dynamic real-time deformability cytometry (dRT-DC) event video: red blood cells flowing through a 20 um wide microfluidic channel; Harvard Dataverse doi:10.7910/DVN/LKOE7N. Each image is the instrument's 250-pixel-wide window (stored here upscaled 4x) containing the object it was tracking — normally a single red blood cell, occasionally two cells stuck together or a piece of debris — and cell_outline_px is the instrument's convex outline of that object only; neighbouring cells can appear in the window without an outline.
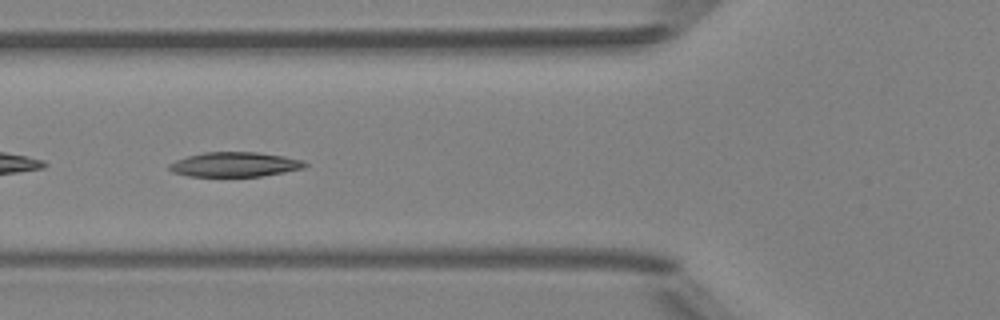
{"species": "Egyptian fruit bat (a non-hibernating species)", "species_latin": "Rousettus aegyptiacus", "temperature_condition": "room temperature", "stored_images_in_passage": 7, "camera_frame_rate_fps": 3000, "um_per_image_px": 0.085, "animal": {"sex": "female"}, "frame": {"image": 1, "passage_image": 5, "time_ms": 5.333, "image_size_px": [1000, 320], "cell_outline_px": [[308, 164], [304, 168], [284, 172], [260, 176], [188, 176], [172, 172], [168, 168], [168, 164], [176, 160], [188, 156], [204, 152], [256, 152], [284, 156], [304, 160]], "centroid_in_image_um": [19.96, 13.97], "position_along_channel_um": 105.8, "area_um2": 19.48}}
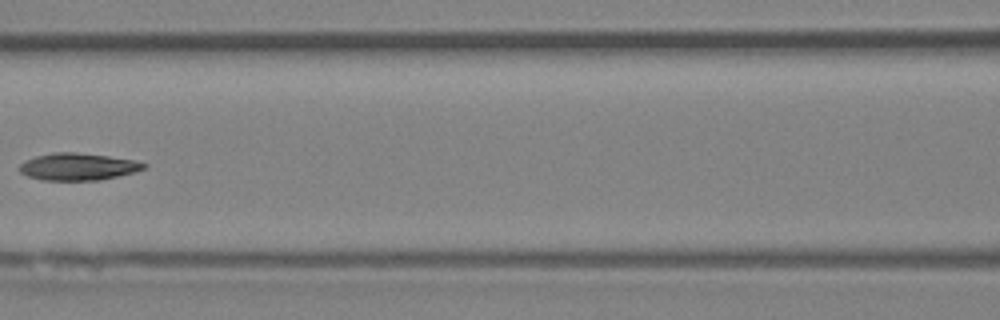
{"frame": {"image": 2, "passage_image": 6, "time_ms": 6.667, "image_size_px": [1000, 320], "cell_outline_px": [[148, 164], [144, 168], [136, 172], [100, 180], [44, 180], [28, 176], [20, 172], [20, 164], [24, 160], [36, 156], [56, 152], [72, 152], [108, 156], [132, 160]], "centroid_in_image_um": [6.62, 14.17], "position_along_channel_um": 160.0, "area_um2": 19.48}}
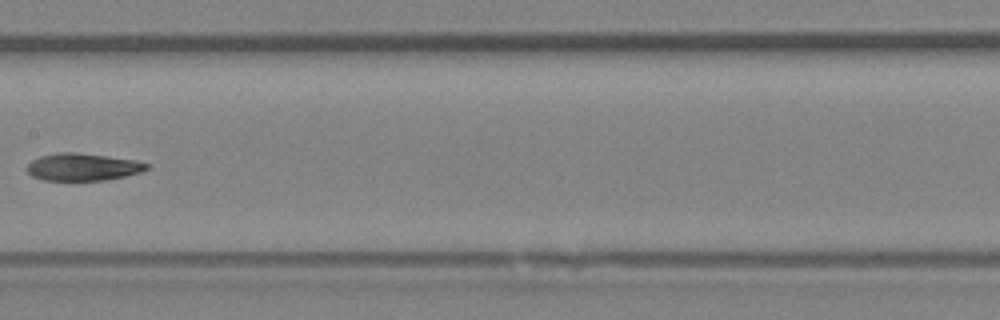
{"frame": {"image": 3, "passage_image": 7, "time_ms": 7.667, "image_size_px": [1000, 320], "cell_outline_px": [[148, 168], [140, 172], [124, 176], [104, 180], [44, 180], [32, 176], [24, 168], [32, 160], [40, 156], [56, 152], [72, 152], [104, 156], [132, 160], [148, 164]], "centroid_in_image_um": [6.95, 14.19], "position_along_channel_um": 200.4, "area_um2": 18.79}}